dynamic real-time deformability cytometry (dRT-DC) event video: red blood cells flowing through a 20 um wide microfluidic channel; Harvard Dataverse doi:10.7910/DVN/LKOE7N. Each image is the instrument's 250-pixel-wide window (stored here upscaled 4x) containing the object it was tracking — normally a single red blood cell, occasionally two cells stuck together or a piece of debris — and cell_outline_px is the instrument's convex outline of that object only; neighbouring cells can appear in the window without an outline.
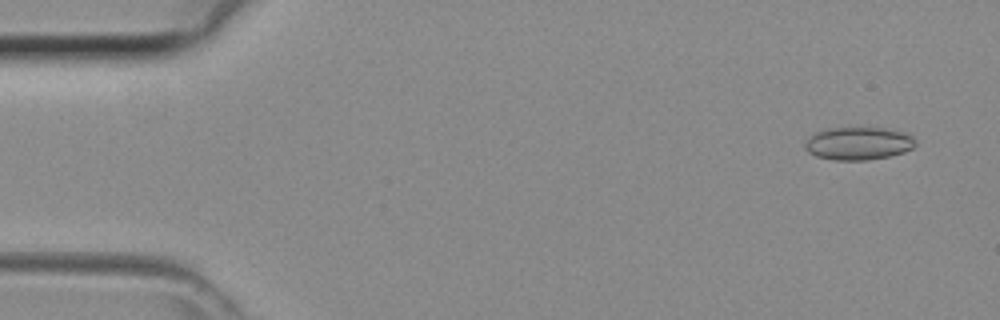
{"species": "common noctule bat (a hibernating species)", "species_latin": "Nyctalus noctula", "temperature_condition": "room temperature", "stored_images_in_passage": 44, "camera_frame_rate_fps": 3000, "um_per_image_px": 0.085, "animal": {"sex": "female", "body_mass_g": 29.2, "forearm_length_mm": 56.3}, "frame": {"image": 1, "passage_image": 3, "time_ms": 0.667, "image_size_px": [1000, 320], "cell_outline_px": [[916, 144], [912, 148], [904, 152], [888, 156], [868, 160], [836, 160], [816, 156], [808, 152], [804, 148], [804, 140], [808, 136], [816, 132], [828, 128], [884, 128], [900, 132], [912, 136], [916, 140]], "centroid_in_image_um": [72.91, 12.19], "position_along_channel_um": 12.1, "area_um2": 21.15}}
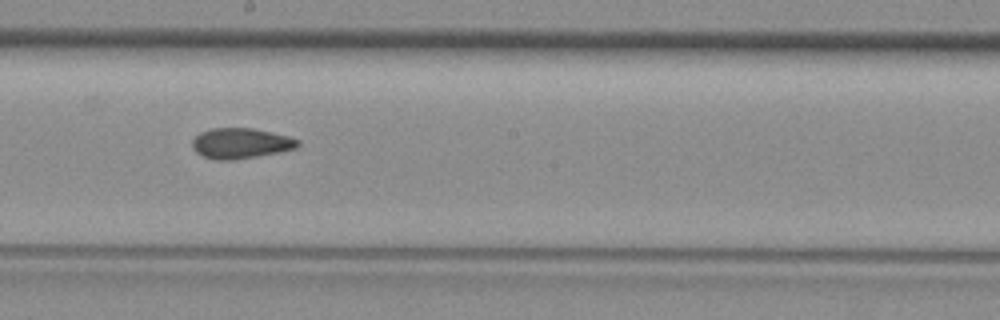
{"frame": {"image": 2, "passage_image": 24, "time_ms": 7.667, "image_size_px": [1000, 320], "cell_outline_px": [[300, 144], [296, 148], [256, 156], [232, 160], [216, 160], [204, 156], [196, 152], [192, 148], [192, 140], [200, 132], [212, 128], [252, 128], [272, 132], [288, 136], [300, 140]], "centroid_in_image_um": [20.44, 12.17], "position_along_channel_um": 227.8, "area_um2": 18.61}}
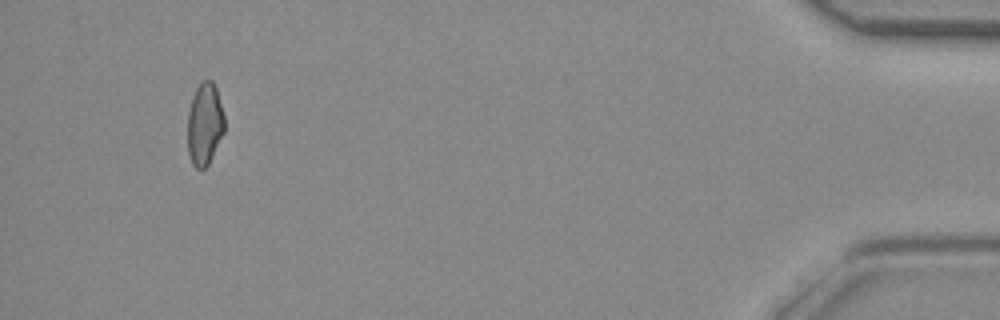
{"frame": {"image": 3, "passage_image": 41, "time_ms": 13.333, "image_size_px": [1000, 320], "cell_outline_px": [[224, 132], [208, 164], [204, 168], [196, 168], [192, 164], [188, 152], [188, 112], [192, 96], [196, 88], [204, 80], [212, 80], [216, 88], [224, 116]], "centroid_in_image_um": [17.39, 10.54], "position_along_channel_um": 417.8, "area_um2": 17.51}}